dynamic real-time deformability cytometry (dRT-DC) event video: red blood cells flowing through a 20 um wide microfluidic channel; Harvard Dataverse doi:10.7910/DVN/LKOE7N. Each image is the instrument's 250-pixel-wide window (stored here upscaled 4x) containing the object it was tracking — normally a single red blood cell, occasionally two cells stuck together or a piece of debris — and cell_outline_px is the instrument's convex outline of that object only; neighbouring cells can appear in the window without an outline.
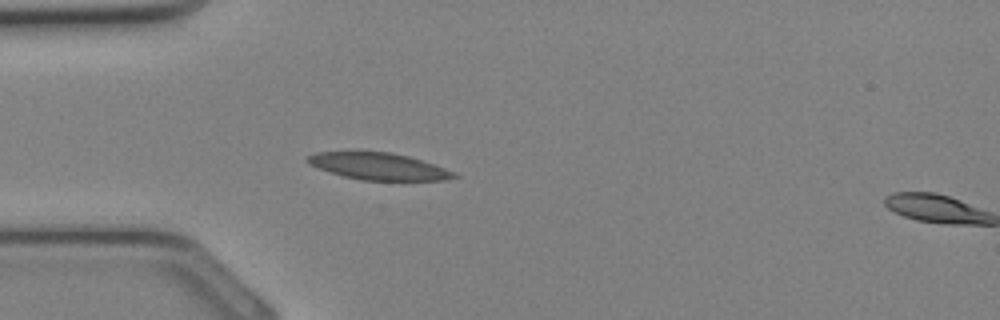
{"species": "Egyptian fruit bat (a non-hibernating species)", "species_latin": "Rousettus aegyptiacus", "temperature_condition": "cold", "stored_images_in_passage": 10, "camera_frame_rate_fps": 3000, "um_per_image_px": 0.085, "animal": {"sex": "female"}, "frame": {"image": 1, "passage_image": 9, "time_ms": 2.667, "image_size_px": [1000, 320], "cell_outline_px": [[460, 176], [444, 180], [360, 180], [344, 176], [320, 168], [312, 164], [308, 160], [308, 156], [316, 152], [392, 152], [408, 156], [456, 172]], "centroid_in_image_um": [32.24, 14.14], "position_along_channel_um": 52.8, "area_um2": 22.43}}